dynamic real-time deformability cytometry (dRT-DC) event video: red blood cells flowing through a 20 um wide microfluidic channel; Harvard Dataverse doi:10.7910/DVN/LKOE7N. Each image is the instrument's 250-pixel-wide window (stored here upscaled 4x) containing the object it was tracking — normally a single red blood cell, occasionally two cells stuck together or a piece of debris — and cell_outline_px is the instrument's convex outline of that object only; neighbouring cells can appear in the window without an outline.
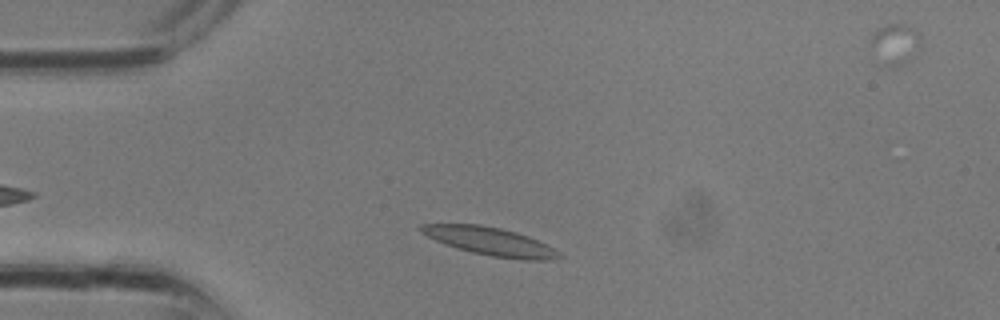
{"species": "common noctule bat (a hibernating species)", "species_latin": "Nyctalus noctula", "temperature_condition": "room temperature", "stored_images_in_passage": 21, "camera_frame_rate_fps": 3000, "um_per_image_px": 0.085, "animal": {"sex": "male", "body_mass_g": 13.3}, "frame": {"image": 1, "passage_image": 3, "time_ms": 0.667, "image_size_px": [1000, 320], "cell_outline_px": [[560, 256], [552, 260], [520, 260], [492, 256], [472, 252], [456, 248], [436, 240], [420, 232], [416, 228], [420, 224], [480, 224], [500, 228], [516, 232], [528, 236], [560, 252]], "centroid_in_image_um": [41.62, 20.51], "position_along_channel_um": 43.4, "area_um2": 22.43}}
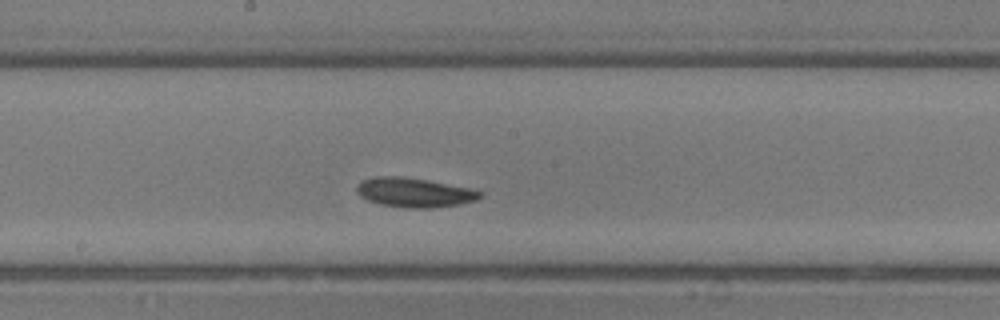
{"frame": {"image": 2, "passage_image": 12, "time_ms": 3.667, "image_size_px": [1000, 320], "cell_outline_px": [[484, 196], [476, 200], [460, 204], [432, 208], [404, 208], [380, 204], [368, 200], [360, 196], [356, 192], [356, 184], [360, 180], [376, 176], [400, 176], [428, 180], [472, 188], [484, 192]], "centroid_in_image_um": [35.22, 16.36], "position_along_channel_um": 213.0, "area_um2": 21.5}}
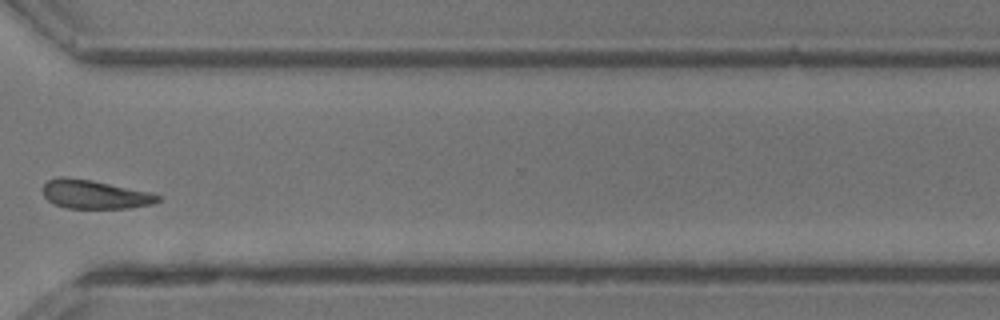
{"frame": {"image": 3, "passage_image": 19, "time_ms": 6.0, "image_size_px": [1000, 320], "cell_outline_px": [[164, 200], [152, 204], [128, 208], [68, 208], [52, 204], [44, 196], [44, 184], [48, 180], [60, 176], [64, 176], [92, 180], [148, 192], [160, 196]], "centroid_in_image_um": [8.04, 16.52], "position_along_channel_um": 362.6, "area_um2": 19.19}}